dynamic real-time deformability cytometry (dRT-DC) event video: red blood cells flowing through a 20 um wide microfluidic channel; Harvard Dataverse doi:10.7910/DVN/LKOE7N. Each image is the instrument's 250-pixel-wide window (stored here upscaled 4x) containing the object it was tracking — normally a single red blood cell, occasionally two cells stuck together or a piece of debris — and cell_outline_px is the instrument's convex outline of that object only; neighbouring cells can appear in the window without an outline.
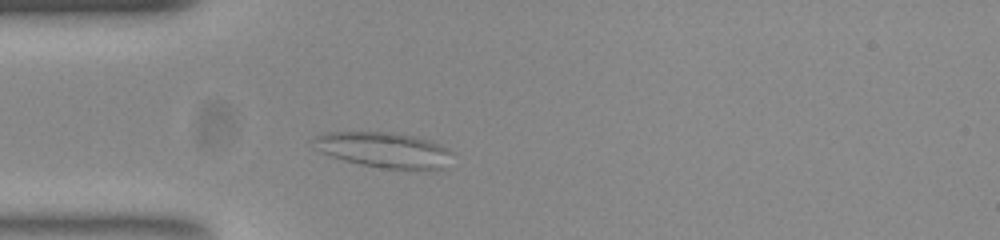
{"species": "common noctule bat (a hibernating species)", "species_latin": "Nyctalus noctula", "temperature_condition": "room temperature", "stored_images_in_passage": 41, "camera_frame_rate_fps": 3000, "um_per_image_px": 0.085, "animal": {"sex": "female", "body_mass_g": 23.0, "forearm_length_mm": 53.4}, "frame": {"image": 1, "passage_image": 6, "time_ms": 1.667, "image_size_px": [1000, 240], "cell_outline_px": [[456, 152], [440, 168], [384, 168], [364, 164], [332, 156], [324, 152], [320, 140], [320, 136], [328, 132], [396, 132], [416, 136], [432, 140]], "centroid_in_image_um": [32.83, 12.71], "position_along_channel_um": 52.2, "area_um2": 27.34}}
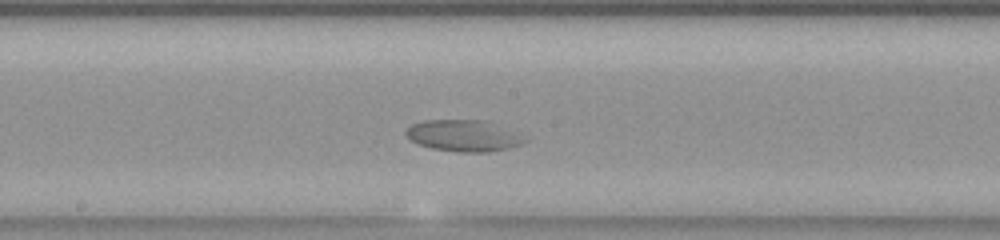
{"frame": {"image": 2, "passage_image": 20, "time_ms": 6.333, "image_size_px": [1000, 240], "cell_outline_px": [[528, 140], [520, 144], [508, 148], [488, 152], [460, 152], [432, 148], [420, 144], [412, 140], [408, 136], [408, 128], [412, 124], [424, 120], [480, 120]], "centroid_in_image_um": [39.31, 11.55], "position_along_channel_um": 208.9, "area_um2": 20.63}}
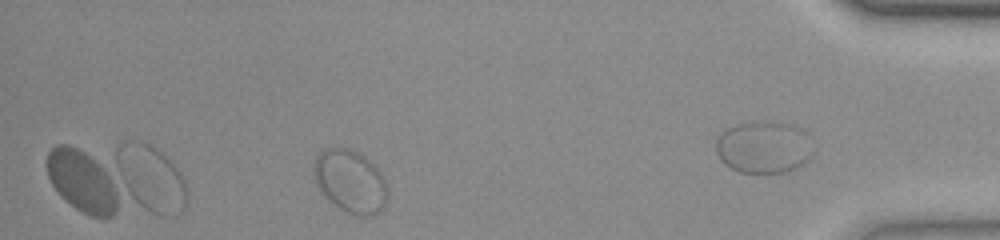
{"frame": {"image": 3, "passage_image": 34, "time_ms": 11.0, "image_size_px": [1000, 240], "cell_outline_px": [[388, 196], [384, 204], [372, 216], [360, 216], [348, 212], [340, 208], [324, 196], [316, 180], [316, 156], [320, 152], [328, 148], [348, 148], [364, 156], [380, 172], [388, 188]], "centroid_in_image_um": [29.81, 15.42], "position_along_channel_um": 405.4, "area_um2": 26.18}}